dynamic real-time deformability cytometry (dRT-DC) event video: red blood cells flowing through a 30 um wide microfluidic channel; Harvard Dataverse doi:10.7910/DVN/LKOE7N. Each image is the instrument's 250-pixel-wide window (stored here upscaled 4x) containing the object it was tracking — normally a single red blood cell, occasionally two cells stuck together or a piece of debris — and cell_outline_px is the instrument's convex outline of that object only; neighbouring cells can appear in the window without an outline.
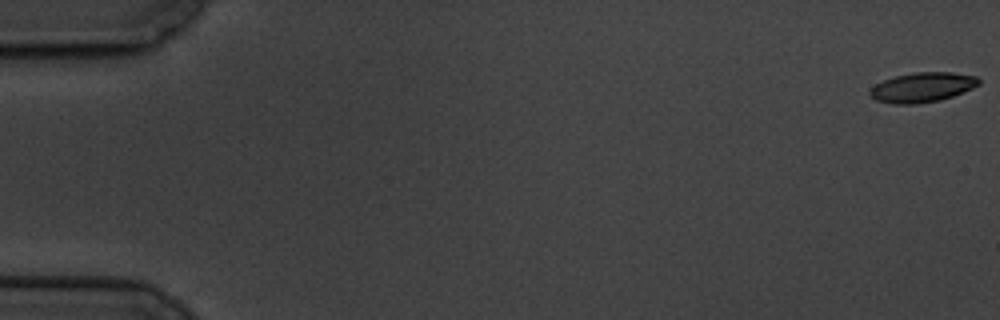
{"species": "common noctule bat (a hibernating species)", "species_latin": "Nyctalus noctula", "temperature_condition": "cold", "stored_images_in_passage": 16, "camera_frame_rate_fps": 3000, "um_per_image_px": 0.085, "animal": {"sex": "male", "body_mass_g": 19.5, "forearm_length_mm": 54.6}, "frame": {"image": 1, "passage_image": 1, "time_ms": 0.0, "image_size_px": [1000, 320], "cell_outline_px": [[980, 84], [972, 88], [952, 96], [940, 100], [916, 104], [892, 104], [876, 100], [868, 92], [876, 84], [884, 80], [896, 76], [916, 72], [952, 72], [976, 76], [980, 80]], "centroid_in_image_um": [78.41, 7.42], "position_along_channel_um": 6.6, "area_um2": 18.73}}
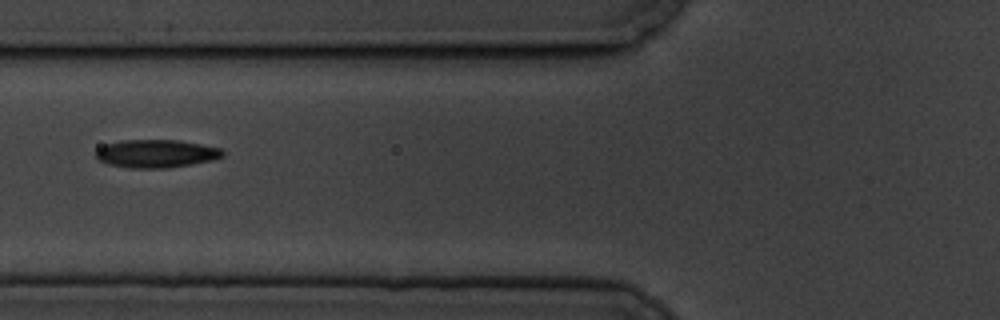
{"frame": {"image": 2, "passage_image": 7, "time_ms": 7.667, "image_size_px": [1000, 320], "cell_outline_px": [[224, 156], [212, 160], [192, 164], [168, 168], [128, 168], [108, 164], [100, 160], [92, 152], [96, 148], [104, 144], [120, 140], [176, 140], [200, 144], [220, 148], [224, 152]], "centroid_in_image_um": [13.22, 13.05], "position_along_channel_um": 112.6, "area_um2": 20.92}}
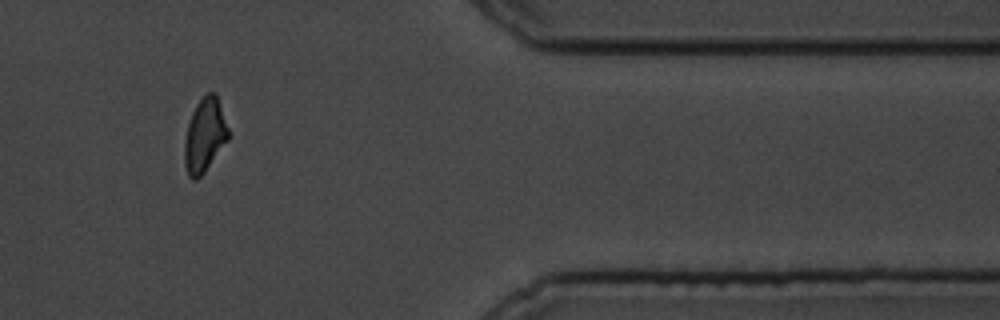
{"frame": {"image": 3, "passage_image": 14, "time_ms": 16.667, "image_size_px": [1000, 320], "cell_outline_px": [[228, 140], [204, 172], [196, 180], [192, 180], [188, 176], [184, 164], [184, 144], [188, 124], [192, 112], [196, 104], [208, 92], [216, 92], [228, 128]], "centroid_in_image_um": [17.39, 11.51], "position_along_channel_um": 394.0, "area_um2": 18.73}, "authors_computed_cell_mechanics": {"area_um2": 19.5075, "velocity_mm_per_s": 3.3958, "shape_relaxation_time_tau1_ms": 2.3708, "shape_relaxation_time_tau2_ms": 3.4144, "deformation_change_tau1": 0.0794, "deformation_change_tau2": 0.0783}}